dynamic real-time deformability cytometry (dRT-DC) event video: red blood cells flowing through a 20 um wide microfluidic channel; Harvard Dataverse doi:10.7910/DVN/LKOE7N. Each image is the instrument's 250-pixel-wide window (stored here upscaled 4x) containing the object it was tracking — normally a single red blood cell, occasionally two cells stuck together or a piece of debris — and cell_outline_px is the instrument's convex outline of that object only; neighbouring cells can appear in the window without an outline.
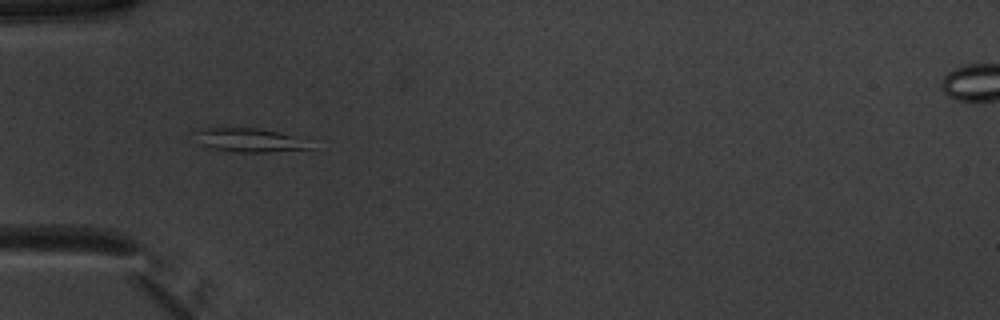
{"species": "common noctule bat (a hibernating species)", "species_latin": "Nyctalus noctula", "temperature_condition": "warm", "stored_images_in_passage": 3, "camera_frame_rate_fps": 3000, "um_per_image_px": 0.085, "animal": {"sex": "male", "body_mass_g": 20.1, "forearm_length_mm": 53.5}, "frame": {"image": 1, "passage_image": 1, "time_ms": 0.0, "image_size_px": [1000, 320], "cell_outline_px": [[312, 148], [268, 152], [236, 152], [212, 148], [200, 144], [192, 132], [208, 128], [256, 128], [276, 132], [292, 136]], "centroid_in_image_um": [21.05, 11.91], "position_along_channel_um": 64.0, "area_um2": 15.26}}